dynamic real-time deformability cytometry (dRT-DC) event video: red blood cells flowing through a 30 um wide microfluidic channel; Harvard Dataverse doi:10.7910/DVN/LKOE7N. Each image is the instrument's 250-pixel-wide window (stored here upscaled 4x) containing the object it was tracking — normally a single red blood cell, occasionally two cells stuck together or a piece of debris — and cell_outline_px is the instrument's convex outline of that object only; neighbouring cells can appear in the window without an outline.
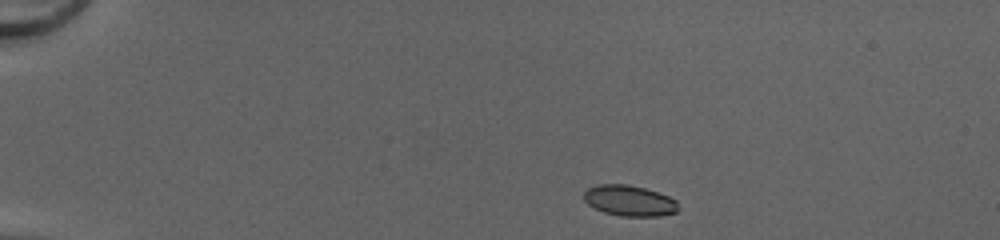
{"species": "common noctule bat (a hibernating species)", "species_latin": "Nyctalus noctula", "temperature_condition": "cold", "stored_images_in_passage": 41, "camera_frame_rate_fps": 3000, "um_per_image_px": 0.085, "animal": {"sex": "female", "body_mass_g": 20.0, "forearm_length_mm": 54.0}, "frame": {"image": 1, "passage_image": 1, "time_ms": 0.0, "image_size_px": [1000, 240], "cell_outline_px": [[676, 212], [660, 216], [620, 216], [604, 212], [588, 204], [584, 200], [584, 192], [588, 188], [596, 184], [628, 184], [644, 188], [668, 196], [676, 200]], "centroid_in_image_um": [53.46, 17.05], "position_along_channel_um": 31.5, "area_um2": 16.76}}
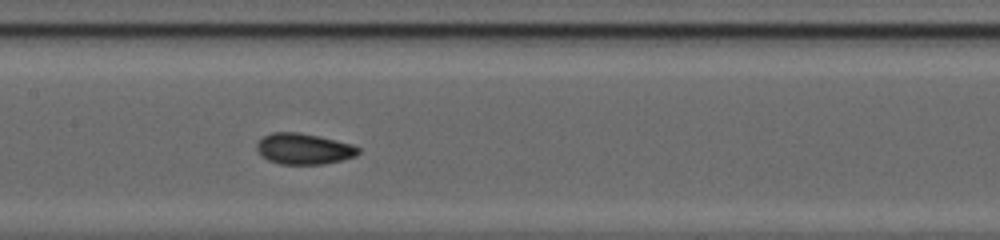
{"frame": {"image": 2, "passage_image": 18, "time_ms": 5.667, "image_size_px": [1000, 240], "cell_outline_px": [[360, 152], [356, 156], [324, 164], [280, 164], [268, 160], [260, 156], [256, 148], [256, 144], [264, 136], [272, 132], [300, 132], [320, 136], [352, 144], [360, 148]], "centroid_in_image_um": [25.81, 12.65], "position_along_channel_um": 181.6, "area_um2": 18.44}}
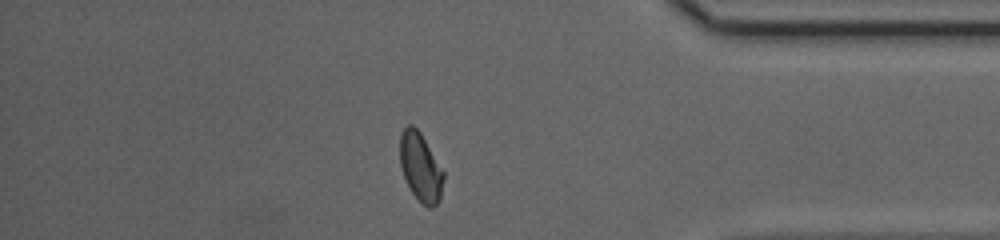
{"frame": {"image": 3, "passage_image": 35, "time_ms": 11.333, "image_size_px": [1000, 240], "cell_outline_px": [[444, 176], [440, 200], [432, 208], [428, 208], [412, 192], [404, 176], [400, 164], [400, 132], [408, 124], [412, 124], [420, 132], [444, 172]], "centroid_in_image_um": [35.74, 14.19], "position_along_channel_um": 399.5, "area_um2": 17.17}, "authors_computed_cell_mechanics": {"area_um2": 17.4556, "velocity_mm_per_s": 4.2057, "shape_relaxation_time_tau1_ms": 4.5237, "shape_relaxation_time_tau2_ms": 1.2923, "deformation_change_tau1": 0.1255, "deformation_change_tau2": 0.0491}}